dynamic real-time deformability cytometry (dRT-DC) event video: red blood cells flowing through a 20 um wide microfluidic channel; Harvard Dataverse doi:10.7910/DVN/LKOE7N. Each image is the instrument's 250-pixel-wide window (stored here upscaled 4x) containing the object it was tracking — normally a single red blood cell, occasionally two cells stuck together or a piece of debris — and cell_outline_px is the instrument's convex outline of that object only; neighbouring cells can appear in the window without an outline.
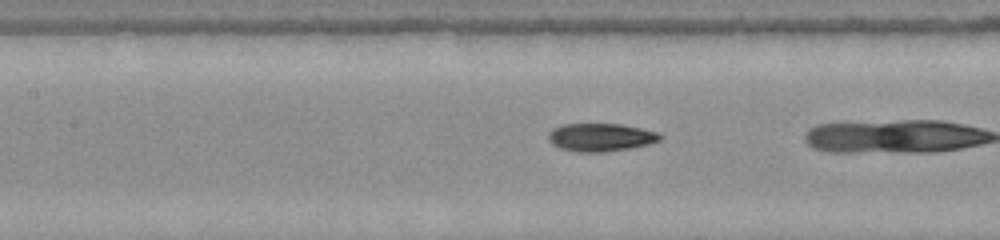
{"species": "common noctule bat (a hibernating species)", "species_latin": "Nyctalus noctula", "temperature_condition": "warm", "stored_images_in_passage": 14, "camera_frame_rate_fps": 3000, "um_per_image_px": 0.085, "animal": {"sex": "female", "body_mass_g": 22.0, "forearm_length_mm": 56.7}, "frame": {"image": 1, "passage_image": 10, "time_ms": 3.0, "image_size_px": [1000, 240], "cell_outline_px": [[664, 136], [660, 140], [648, 144], [628, 148], [604, 152], [576, 152], [560, 148], [552, 144], [548, 140], [548, 132], [552, 128], [560, 124], [620, 124], [660, 132]], "centroid_in_image_um": [51.04, 11.66], "position_along_channel_um": 156.4, "area_um2": 18.38}}